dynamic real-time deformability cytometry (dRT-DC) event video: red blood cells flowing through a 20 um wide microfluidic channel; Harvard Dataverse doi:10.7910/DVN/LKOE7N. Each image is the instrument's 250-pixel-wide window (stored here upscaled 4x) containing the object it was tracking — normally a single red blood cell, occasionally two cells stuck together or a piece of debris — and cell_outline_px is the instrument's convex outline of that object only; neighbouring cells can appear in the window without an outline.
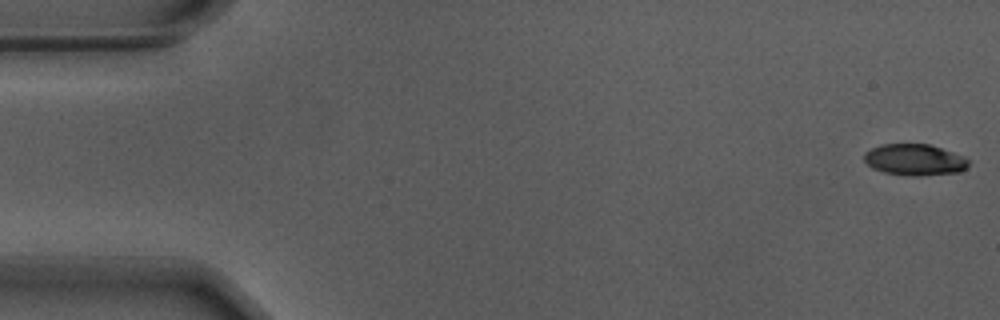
{"species": "Egyptian fruit bat (a non-hibernating species)", "species_latin": "Rousettus aegyptiacus", "temperature_condition": "warm", "stored_images_in_passage": 13, "camera_frame_rate_fps": 3000, "um_per_image_px": 0.085, "animal": {"sex": "male"}, "frame": {"image": 1, "passage_image": 1, "time_ms": 0.0, "image_size_px": [1000, 320], "cell_outline_px": [[968, 164], [960, 172], [916, 176], [884, 172], [872, 168], [864, 160], [864, 152], [880, 144], [928, 144], [964, 156], [968, 160]], "centroid_in_image_um": [77.71, 13.57], "position_along_channel_um": 7.3, "area_um2": 18.84}}